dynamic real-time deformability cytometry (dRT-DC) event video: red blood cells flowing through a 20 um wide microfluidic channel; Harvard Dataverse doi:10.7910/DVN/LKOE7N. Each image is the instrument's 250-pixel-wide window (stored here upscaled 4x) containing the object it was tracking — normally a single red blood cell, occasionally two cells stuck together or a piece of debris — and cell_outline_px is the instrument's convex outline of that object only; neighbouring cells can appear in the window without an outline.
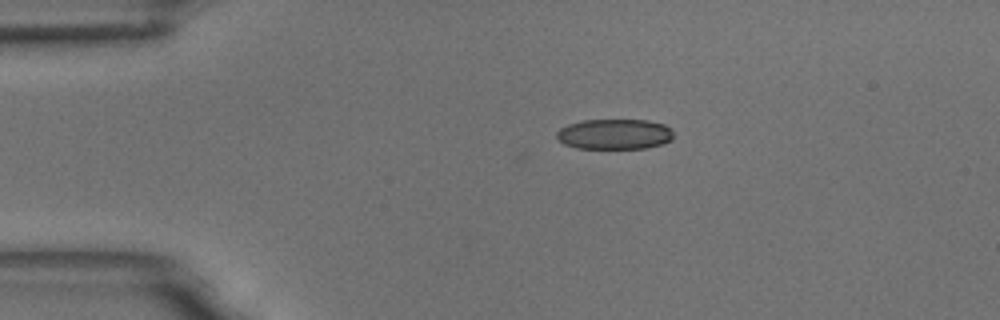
{"species": "common noctule bat (a hibernating species)", "species_latin": "Nyctalus noctula", "temperature_condition": "room temperature", "stored_images_in_passage": 45, "camera_frame_rate_fps": 3000, "um_per_image_px": 0.085, "animal": {"sex": "male", "body_mass_g": 18.8}, "frame": {"image": 1, "passage_image": 1, "time_ms": 0.0, "image_size_px": [1000, 320], "cell_outline_px": [[672, 140], [660, 144], [644, 148], [576, 148], [564, 144], [556, 136], [556, 132], [560, 128], [568, 124], [580, 120], [648, 120], [664, 124], [672, 128]], "centroid_in_image_um": [52.22, 11.39], "position_along_channel_um": 32.8, "area_um2": 20.69}}
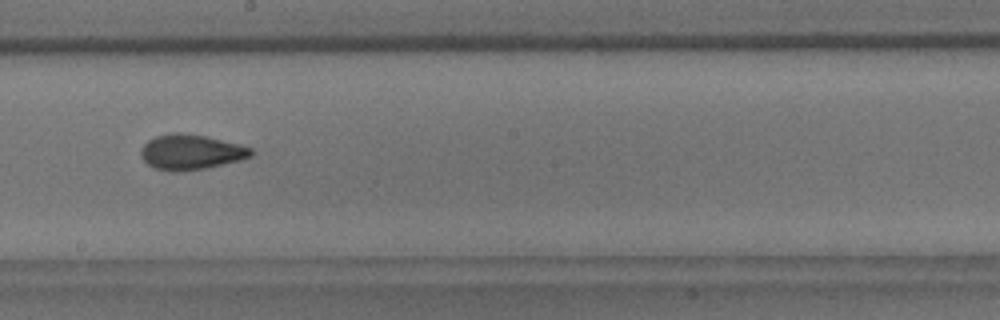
{"frame": {"image": 2, "passage_image": 21, "time_ms": 6.667, "image_size_px": [1000, 320], "cell_outline_px": [[252, 156], [240, 160], [208, 168], [180, 172], [152, 168], [140, 156], [140, 152], [144, 144], [148, 140], [156, 136], [172, 132], [180, 132], [204, 136], [240, 144], [252, 148]], "centroid_in_image_um": [16.21, 12.93], "position_along_channel_um": 232.0, "area_um2": 22.66}}
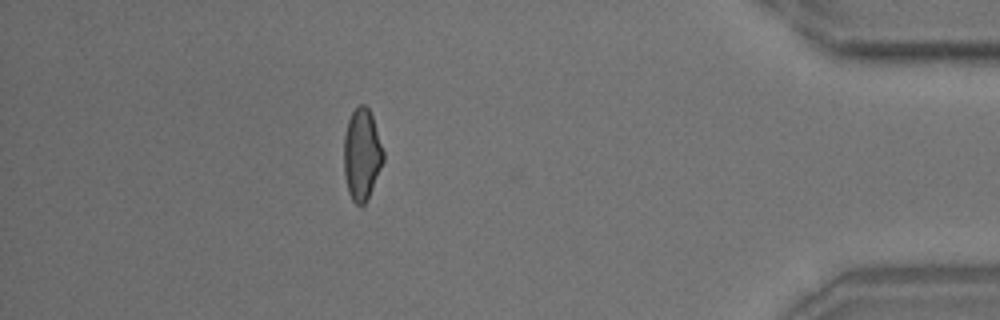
{"frame": {"image": 3, "passage_image": 39, "time_ms": 12.667, "image_size_px": [1000, 320], "cell_outline_px": [[384, 160], [368, 200], [360, 208], [352, 200], [348, 192], [344, 172], [344, 136], [348, 120], [352, 112], [360, 104], [364, 104], [368, 108], [372, 116], [384, 152]], "centroid_in_image_um": [30.75, 13.17], "position_along_channel_um": 404.4, "area_um2": 21.1}, "authors_computed_cell_mechanics": {"area_um2": 21.7328, "velocity_mm_per_s": 3.6312, "shape_relaxation_time_tau1_ms": 5.4168, "shape_relaxation_time_tau2_ms": 1.9994, "deformation_change_tau1": 0.1445, "deformation_change_tau2": 0.0914}}